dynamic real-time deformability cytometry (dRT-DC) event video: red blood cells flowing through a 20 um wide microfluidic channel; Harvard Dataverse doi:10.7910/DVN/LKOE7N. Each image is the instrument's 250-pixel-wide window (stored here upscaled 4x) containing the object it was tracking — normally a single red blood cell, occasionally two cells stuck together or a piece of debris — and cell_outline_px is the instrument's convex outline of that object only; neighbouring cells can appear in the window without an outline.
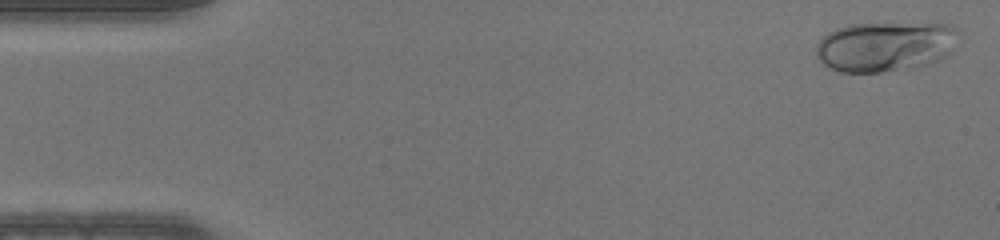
{"species": "human", "species_latin": "Homo sapiens", "temperature_condition": "warm", "stored_images_in_passage": 47, "camera_frame_rate_fps": 3000, "um_per_image_px": 0.085, "donor": {"sex": "male"}, "frame": {"image": 1, "passage_image": 2, "time_ms": 0.333, "image_size_px": [1000, 240], "cell_outline_px": [[960, 32], [952, 52], [928, 64], [916, 68], [880, 72], [840, 72], [820, 64], [816, 56], [816, 44], [828, 32], [836, 28], [848, 24], [948, 24], [956, 28]], "centroid_in_image_um": [75.22, 3.96], "position_along_channel_um": 9.8, "area_um2": 41.79}}
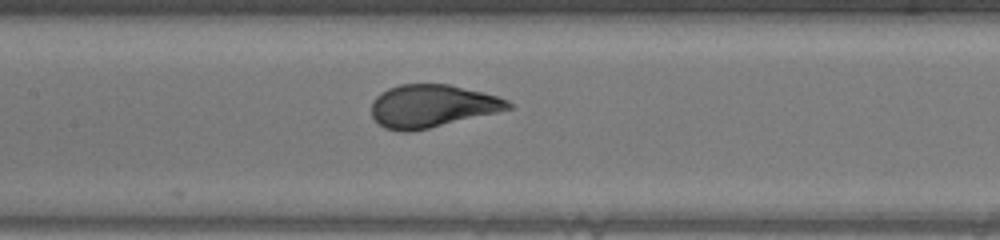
{"frame": {"image": 2, "passage_image": 22, "time_ms": 7.0, "image_size_px": [1000, 240], "cell_outline_px": [[516, 108], [428, 128], [408, 132], [404, 132], [384, 128], [372, 116], [372, 100], [380, 92], [388, 88], [400, 84], [448, 84], [484, 92], [508, 100]], "centroid_in_image_um": [36.73, 9.0], "position_along_channel_um": 170.7, "area_um2": 34.1}}
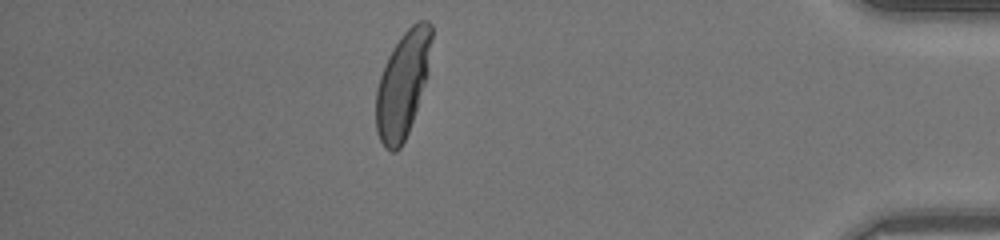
{"frame": {"image": 3, "passage_image": 41, "time_ms": 13.333, "image_size_px": [1000, 240], "cell_outline_px": [[432, 36], [428, 72], [408, 132], [400, 148], [396, 152], [392, 152], [384, 148], [376, 132], [376, 88], [384, 64], [392, 48], [400, 36], [412, 24], [420, 20], [428, 20], [432, 24]], "centroid_in_image_um": [34.21, 7.16], "position_along_channel_um": 401.0, "area_um2": 34.16}}